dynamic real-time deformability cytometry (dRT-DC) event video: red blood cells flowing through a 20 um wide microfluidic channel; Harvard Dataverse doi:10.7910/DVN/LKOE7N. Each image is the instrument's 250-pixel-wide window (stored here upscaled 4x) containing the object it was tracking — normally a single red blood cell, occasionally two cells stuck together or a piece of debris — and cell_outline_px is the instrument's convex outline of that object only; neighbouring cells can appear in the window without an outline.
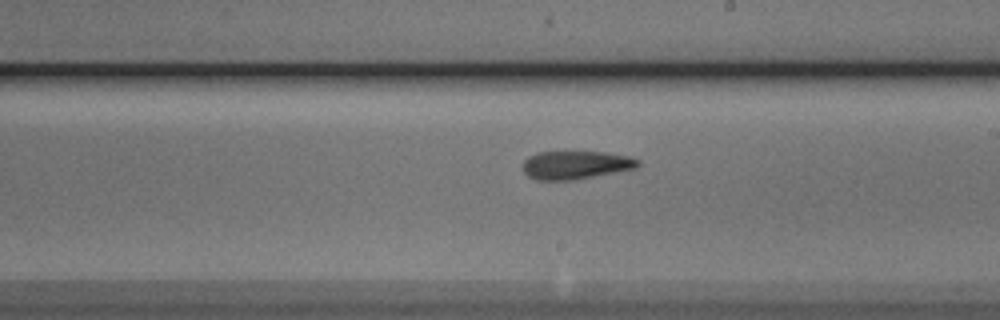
{"species": "Egyptian fruit bat (a non-hibernating species)", "species_latin": "Rousettus aegyptiacus", "temperature_condition": "cold", "stored_images_in_passage": 9, "camera_frame_rate_fps": 3000, "um_per_image_px": 0.085, "animal": {"sex": "male"}, "frame": {"image": 1, "passage_image": 7, "time_ms": 8.0, "image_size_px": [1000, 320], "cell_outline_px": [[640, 164], [636, 168], [576, 180], [536, 180], [528, 176], [524, 172], [524, 160], [528, 156], [536, 152], [604, 152], [628, 156], [640, 160]], "centroid_in_image_um": [48.93, 14.03], "position_along_channel_um": 240.1, "area_um2": 19.02}}
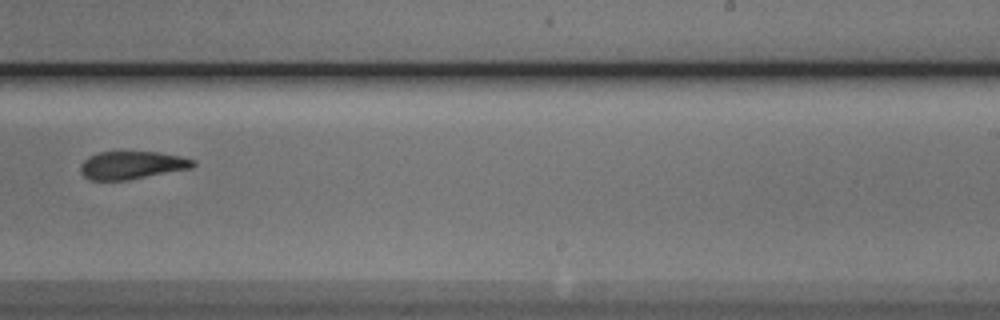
{"frame": {"image": 2, "passage_image": 8, "time_ms": 9.0, "image_size_px": [1000, 320], "cell_outline_px": [[196, 164], [192, 168], [128, 180], [92, 180], [84, 176], [80, 172], [80, 164], [88, 156], [100, 152], [156, 152], [180, 156], [196, 160]], "centroid_in_image_um": [11.21, 14.04], "position_along_channel_um": 277.8, "area_um2": 18.32}}